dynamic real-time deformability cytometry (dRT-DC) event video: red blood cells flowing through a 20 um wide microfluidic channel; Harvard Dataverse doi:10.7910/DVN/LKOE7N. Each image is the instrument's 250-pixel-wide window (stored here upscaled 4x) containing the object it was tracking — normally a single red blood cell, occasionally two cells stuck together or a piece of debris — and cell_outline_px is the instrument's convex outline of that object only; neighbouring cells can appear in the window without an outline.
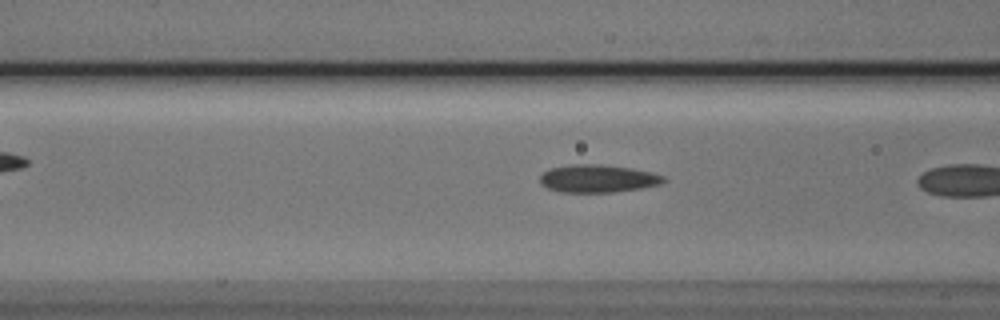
{"species": "Egyptian fruit bat (a non-hibernating species)", "species_latin": "Rousettus aegyptiacus", "temperature_condition": "cold", "stored_images_in_passage": 6, "camera_frame_rate_fps": 3000, "um_per_image_px": 0.085, "animal": {"sex": "male"}, "frame": {"image": 1, "passage_image": 5, "time_ms": 1.333, "image_size_px": [1000, 320], "cell_outline_px": [[668, 180], [660, 184], [644, 188], [612, 192], [560, 192], [548, 188], [540, 184], [540, 176], [548, 168], [572, 164], [600, 164], [632, 168], [652, 172], [664, 176]], "centroid_in_image_um": [50.83, 15.17], "position_along_channel_um": 115.8, "area_um2": 20.23}}